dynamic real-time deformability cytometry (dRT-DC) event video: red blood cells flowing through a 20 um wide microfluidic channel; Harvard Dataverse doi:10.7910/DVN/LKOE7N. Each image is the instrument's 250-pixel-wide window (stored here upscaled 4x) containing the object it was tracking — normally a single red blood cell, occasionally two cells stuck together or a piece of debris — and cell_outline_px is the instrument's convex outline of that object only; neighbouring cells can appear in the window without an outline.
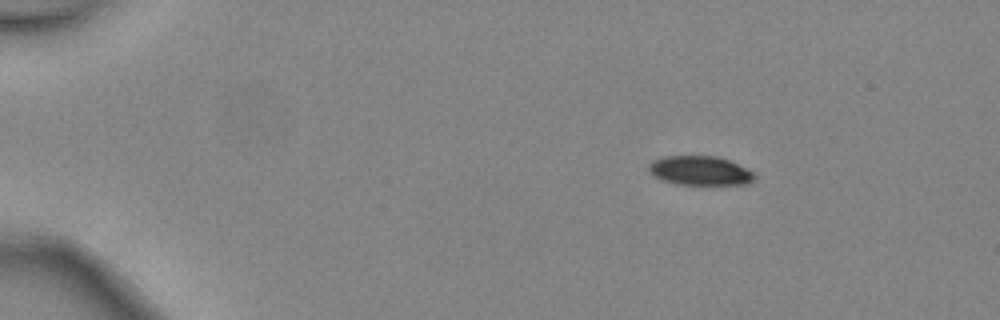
{"species": "common noctule bat (a hibernating species)", "species_latin": "Nyctalus noctula", "temperature_condition": "warm", "stored_images_in_passage": 4, "camera_frame_rate_fps": 3000, "um_per_image_px": 0.085, "animal": {"sex": "female", "body_mass_g": 24.6, "forearm_length_mm": 56.2}, "frame": {"image": 1, "passage_image": 2, "time_ms": 0.333, "image_size_px": [1000, 320], "cell_outline_px": [[756, 176], [748, 184], [676, 184], [664, 180], [656, 176], [648, 168], [648, 164], [652, 160], [664, 156], [716, 156], [728, 160], [748, 168]], "centroid_in_image_um": [59.51, 14.49], "position_along_channel_um": 25.5, "area_um2": 17.8}}